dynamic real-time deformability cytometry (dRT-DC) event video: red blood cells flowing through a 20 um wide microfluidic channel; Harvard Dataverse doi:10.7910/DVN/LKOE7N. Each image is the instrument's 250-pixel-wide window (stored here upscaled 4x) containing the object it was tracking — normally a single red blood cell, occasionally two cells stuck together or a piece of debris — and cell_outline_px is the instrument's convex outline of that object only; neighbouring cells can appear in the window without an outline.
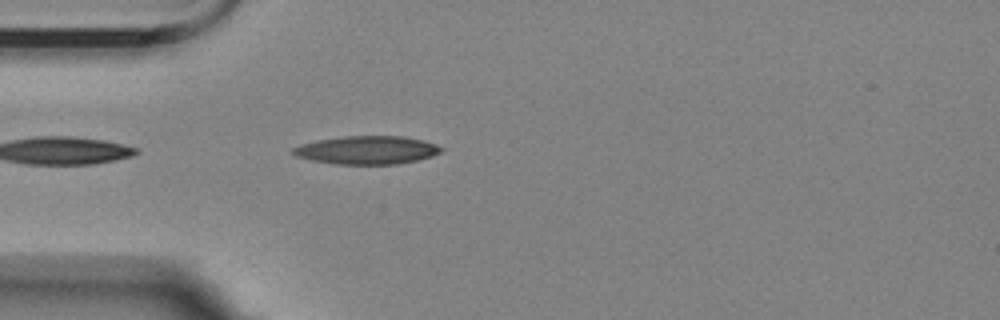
{"species": "Egyptian fruit bat (a non-hibernating species)", "species_latin": "Rousettus aegyptiacus", "temperature_condition": "room temperature", "stored_images_in_passage": 42, "camera_frame_rate_fps": 3000, "um_per_image_px": 0.085, "animal": {"sex": "female"}, "frame": {"image": 1, "passage_image": 2, "time_ms": 0.333, "image_size_px": [1000, 320], "cell_outline_px": [[444, 148], [440, 152], [432, 156], [416, 160], [396, 164], [336, 164], [312, 160], [296, 156], [292, 152], [292, 148], [300, 144], [316, 140], [344, 136], [404, 136], [424, 140], [436, 144]], "centroid_in_image_um": [31.19, 12.75], "position_along_channel_um": 53.8, "area_um2": 24.39}}
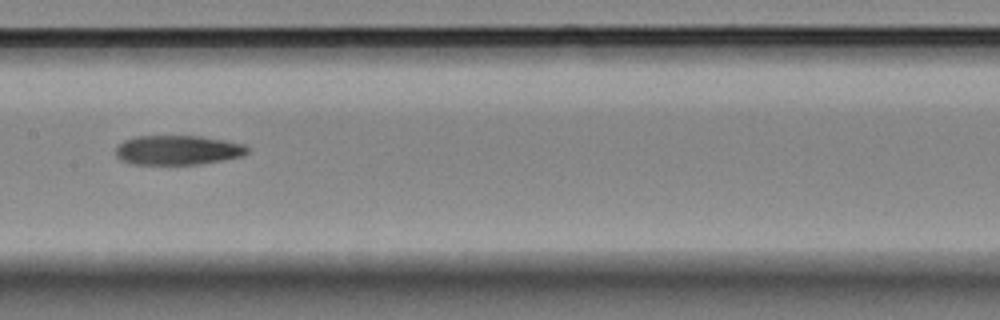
{"frame": {"image": 2, "passage_image": 14, "time_ms": 4.333, "image_size_px": [1000, 320], "cell_outline_px": [[248, 152], [244, 156], [224, 160], [196, 164], [132, 164], [120, 160], [116, 156], [116, 148], [124, 140], [136, 136], [200, 136], [224, 140], [244, 144], [248, 148]], "centroid_in_image_um": [15.11, 12.76], "position_along_channel_um": 192.3, "area_um2": 22.66}}
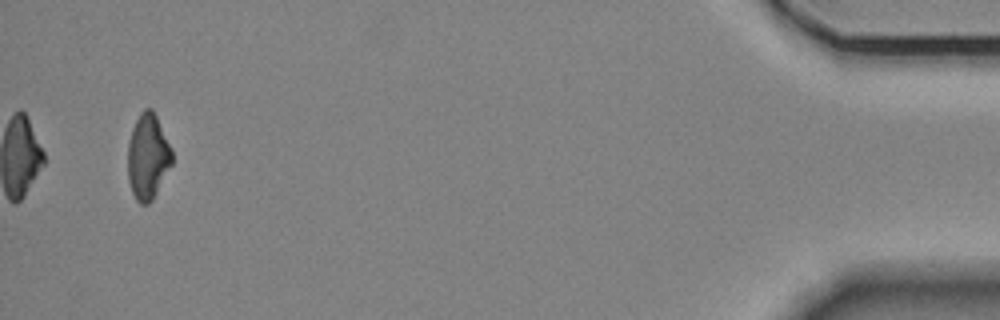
{"frame": {"image": 3, "passage_image": 40, "time_ms": 13.0, "image_size_px": [1000, 320], "cell_outline_px": [[172, 164], [152, 200], [148, 204], [140, 204], [136, 200], [132, 192], [128, 180], [128, 144], [132, 128], [140, 112], [144, 108], [152, 108], [156, 116], [172, 152]], "centroid_in_image_um": [12.54, 13.33], "position_along_channel_um": 422.7, "area_um2": 21.79}}